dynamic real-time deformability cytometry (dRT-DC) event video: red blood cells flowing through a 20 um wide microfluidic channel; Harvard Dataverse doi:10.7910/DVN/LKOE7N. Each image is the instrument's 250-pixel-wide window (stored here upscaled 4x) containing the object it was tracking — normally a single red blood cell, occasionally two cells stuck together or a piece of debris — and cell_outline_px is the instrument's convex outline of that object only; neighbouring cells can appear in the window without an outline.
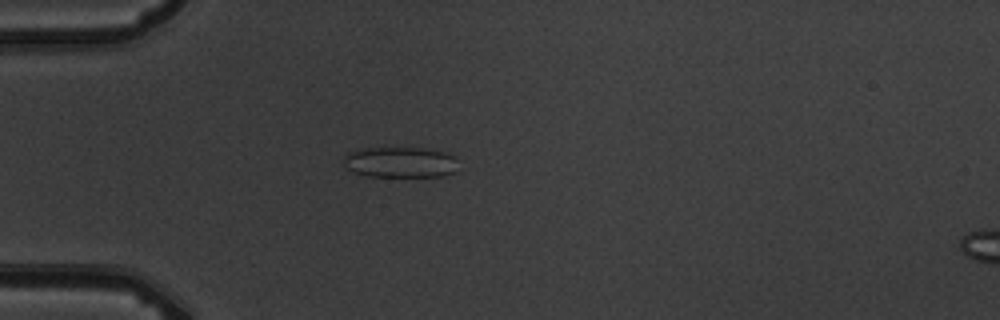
{"species": "common noctule bat (a hibernating species)", "species_latin": "Nyctalus noctula", "temperature_condition": "warm", "stored_images_in_passage": 4, "camera_frame_rate_fps": 3000, "um_per_image_px": 0.085, "animal": {"sex": "male", "body_mass_g": 19.5, "forearm_length_mm": 54.6}, "frame": {"image": 1, "passage_image": 4, "time_ms": 4.333, "image_size_px": [1000, 320], "cell_outline_px": [[456, 172], [440, 176], [368, 176], [356, 172], [348, 168], [344, 164], [344, 156], [348, 152], [364, 148], [420, 148], [444, 152], [456, 156]], "centroid_in_image_um": [34.04, 13.78], "position_along_channel_um": 51.0, "area_um2": 20.35}}